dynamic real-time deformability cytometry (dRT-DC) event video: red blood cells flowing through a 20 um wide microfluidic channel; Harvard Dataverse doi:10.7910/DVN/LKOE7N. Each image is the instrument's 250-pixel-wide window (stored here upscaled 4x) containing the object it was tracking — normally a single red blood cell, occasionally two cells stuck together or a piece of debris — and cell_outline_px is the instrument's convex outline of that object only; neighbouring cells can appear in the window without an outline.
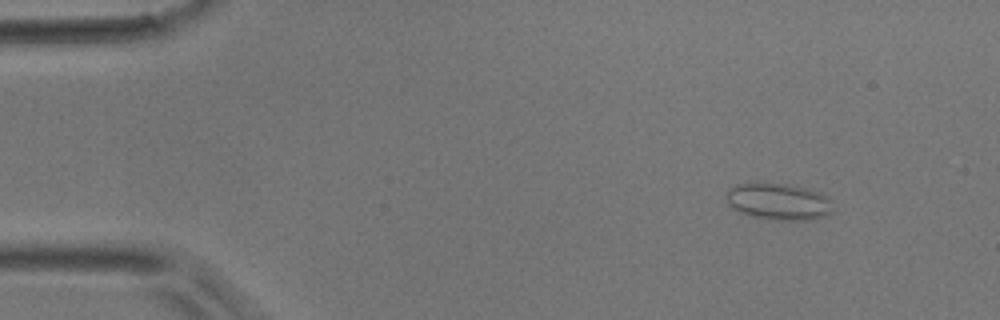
{"species": "common noctule bat (a hibernating species)", "species_latin": "Nyctalus noctula", "temperature_condition": "room temperature", "stored_images_in_passage": 46, "camera_frame_rate_fps": 3000, "um_per_image_px": 0.085, "animal": {"sex": "male", "body_mass_g": 17.9}, "frame": {"image": 1, "passage_image": 5, "time_ms": 1.333, "image_size_px": [1000, 320], "cell_outline_px": [[832, 212], [824, 216], [812, 220], [768, 220], [736, 212], [728, 204], [724, 196], [728, 188], [736, 184], [788, 184], [804, 188], [816, 192], [832, 200]], "centroid_in_image_um": [66.12, 17.16], "position_along_channel_um": 18.9, "area_um2": 22.89}}
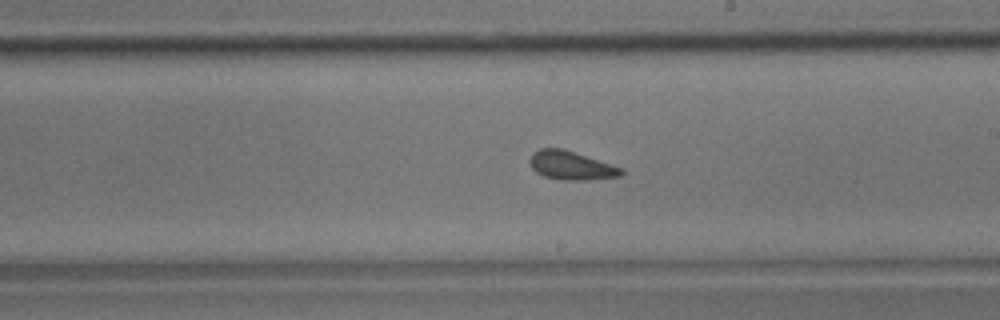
{"frame": {"image": 2, "passage_image": 28, "time_ms": 9.0, "image_size_px": [1000, 320], "cell_outline_px": [[624, 172], [620, 176], [588, 180], [560, 180], [544, 176], [536, 172], [532, 168], [528, 160], [532, 152], [540, 148], [564, 148], [624, 168]], "centroid_in_image_um": [48.54, 14.06], "position_along_channel_um": 240.5, "area_um2": 15.55}}
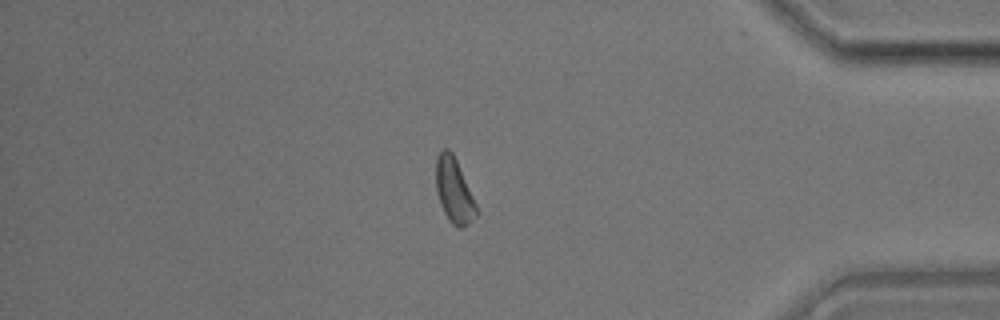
{"frame": {"image": 3, "passage_image": 42, "time_ms": 13.667, "image_size_px": [1000, 320], "cell_outline_px": [[480, 212], [468, 224], [460, 228], [452, 224], [448, 220], [440, 204], [436, 188], [436, 156], [444, 148], [448, 148], [452, 152], [456, 160]], "centroid_in_image_um": [38.59, 16.21], "position_along_channel_um": 396.6, "area_um2": 15.2}}